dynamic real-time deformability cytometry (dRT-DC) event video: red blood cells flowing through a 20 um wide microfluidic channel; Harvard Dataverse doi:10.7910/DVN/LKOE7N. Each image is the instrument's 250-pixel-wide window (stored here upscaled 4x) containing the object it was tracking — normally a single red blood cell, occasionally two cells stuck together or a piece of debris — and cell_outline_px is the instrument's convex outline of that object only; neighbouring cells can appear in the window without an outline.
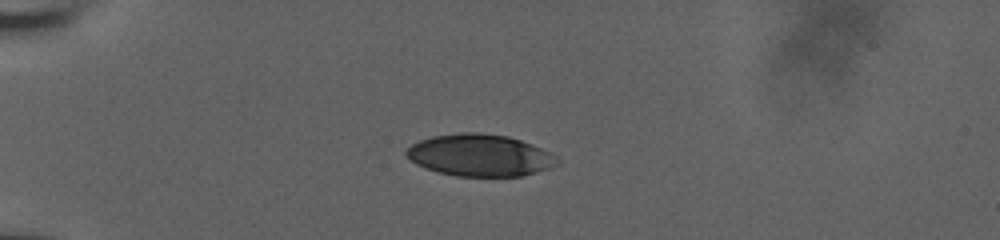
{"species": "human", "species_latin": "Homo sapiens", "temperature_condition": "room temperature", "stored_images_in_passage": 52, "camera_frame_rate_fps": 3000, "um_per_image_px": 0.085, "donor": {"sex": "male"}, "frame": {"image": 1, "passage_image": 1, "time_ms": 0.0, "image_size_px": [1000, 240], "cell_outline_px": [[560, 164], [548, 168], [520, 176], [456, 176], [424, 168], [416, 164], [404, 152], [412, 144], [420, 140], [432, 136], [460, 132], [480, 132], [508, 136], [532, 144], [556, 156], [560, 160]], "centroid_in_image_um": [40.79, 13.19], "position_along_channel_um": 44.2, "area_um2": 36.76}}
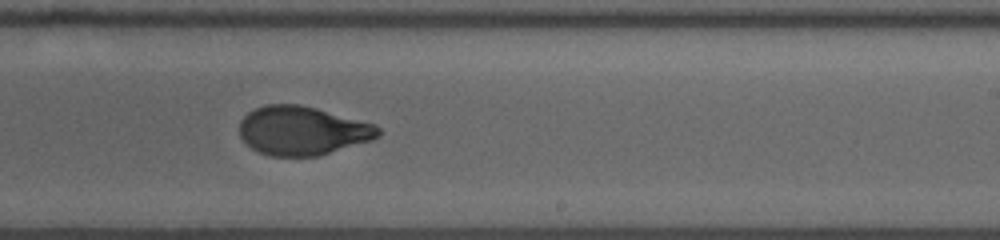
{"frame": {"image": 2, "passage_image": 31, "time_ms": 7.0, "image_size_px": [1000, 240], "cell_outline_px": [[380, 136], [372, 140], [320, 156], [272, 156], [260, 152], [252, 148], [240, 136], [240, 120], [248, 112], [264, 104], [300, 104], [316, 108], [376, 124], [380, 128]], "centroid_in_image_um": [25.73, 11.1], "position_along_channel_um": 263.3, "area_um2": 39.59}}
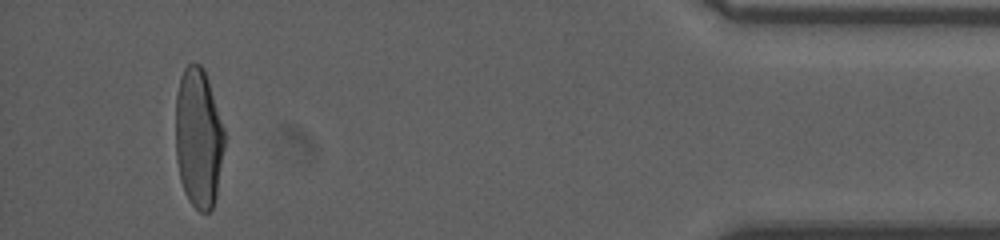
{"frame": {"image": 3, "passage_image": 51, "time_ms": 12.667, "image_size_px": [1000, 240], "cell_outline_px": [[224, 148], [216, 196], [212, 208], [208, 212], [200, 212], [188, 200], [184, 192], [180, 180], [176, 160], [176, 96], [180, 76], [184, 68], [188, 64], [200, 64], [204, 68], [208, 80], [224, 132]], "centroid_in_image_um": [16.85, 11.75], "position_along_channel_um": 418.4, "area_um2": 39.59}, "authors_computed_cell_mechanics": {"area_um2": 39.6797, "velocity_mm_per_s": 3.7673, "shape_relaxation_time_tau1_ms": 5.2986, "shape_relaxation_time_tau2_ms": 1.0396, "deformation_change_tau1": 0.1969, "deformation_change_tau2": 0.0644}}